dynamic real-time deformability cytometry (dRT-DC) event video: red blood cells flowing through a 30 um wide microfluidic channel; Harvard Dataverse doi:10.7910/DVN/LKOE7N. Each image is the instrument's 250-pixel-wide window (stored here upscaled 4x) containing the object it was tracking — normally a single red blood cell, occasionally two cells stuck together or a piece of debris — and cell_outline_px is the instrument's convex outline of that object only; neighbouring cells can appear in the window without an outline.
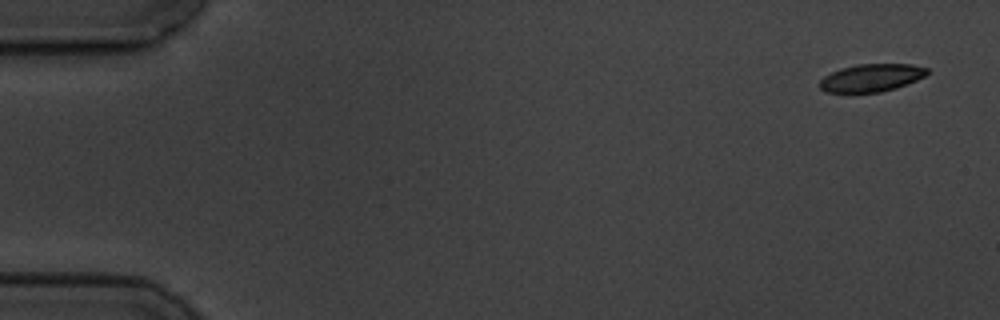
{"species": "common noctule bat (a hibernating species)", "species_latin": "Nyctalus noctula", "temperature_condition": "cold", "stored_images_in_passage": 7, "camera_frame_rate_fps": 3000, "um_per_image_px": 0.085, "animal": {"sex": "male", "body_mass_g": 19.5, "forearm_length_mm": 54.6}, "frame": {"image": 1, "passage_image": 1, "time_ms": 0.0, "image_size_px": [1000, 320], "cell_outline_px": [[928, 72], [924, 76], [908, 84], [896, 88], [880, 92], [824, 92], [820, 88], [820, 80], [824, 76], [840, 68], [856, 64], [912, 64], [928, 68]], "centroid_in_image_um": [74.07, 6.61], "position_along_channel_um": 10.9, "area_um2": 17.34}}
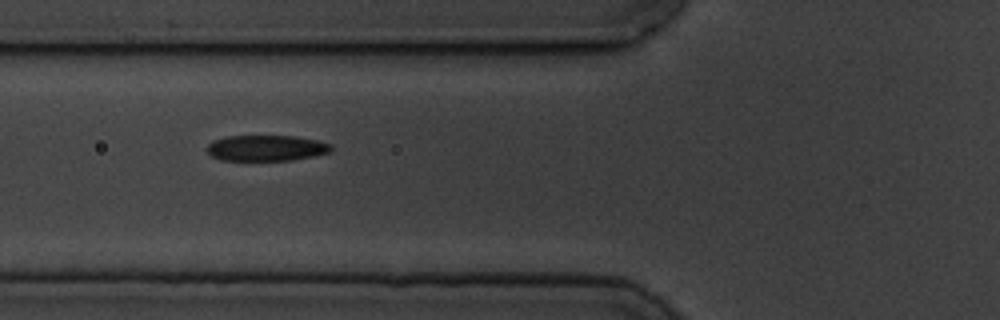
{"frame": {"image": 2, "passage_image": 6, "time_ms": 6.333, "image_size_px": [1000, 320], "cell_outline_px": [[332, 148], [328, 152], [316, 156], [292, 160], [220, 160], [212, 156], [208, 152], [208, 144], [212, 140], [228, 136], [296, 136], [316, 140], [332, 144]], "centroid_in_image_um": [22.64, 12.58], "position_along_channel_um": 103.2, "area_um2": 18.67}}
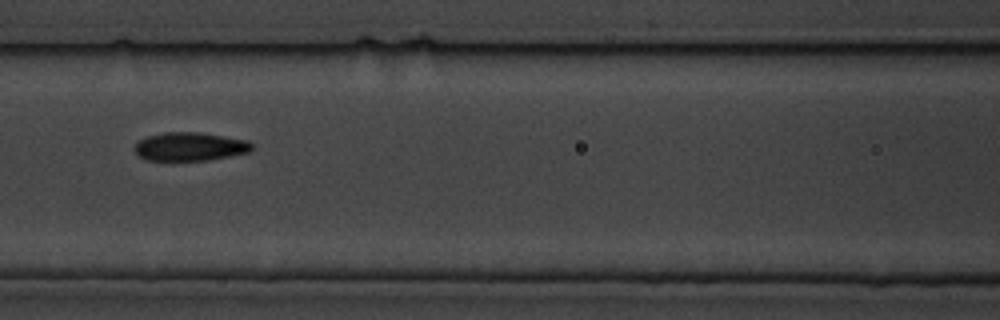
{"frame": {"image": 3, "passage_image": 7, "time_ms": 7.667, "image_size_px": [1000, 320], "cell_outline_px": [[252, 152], [208, 160], [148, 160], [140, 156], [136, 152], [136, 144], [140, 140], [148, 136], [164, 132], [200, 132], [248, 140], [252, 144]], "centroid_in_image_um": [16.2, 12.45], "position_along_channel_um": 150.4, "area_um2": 19.36}}